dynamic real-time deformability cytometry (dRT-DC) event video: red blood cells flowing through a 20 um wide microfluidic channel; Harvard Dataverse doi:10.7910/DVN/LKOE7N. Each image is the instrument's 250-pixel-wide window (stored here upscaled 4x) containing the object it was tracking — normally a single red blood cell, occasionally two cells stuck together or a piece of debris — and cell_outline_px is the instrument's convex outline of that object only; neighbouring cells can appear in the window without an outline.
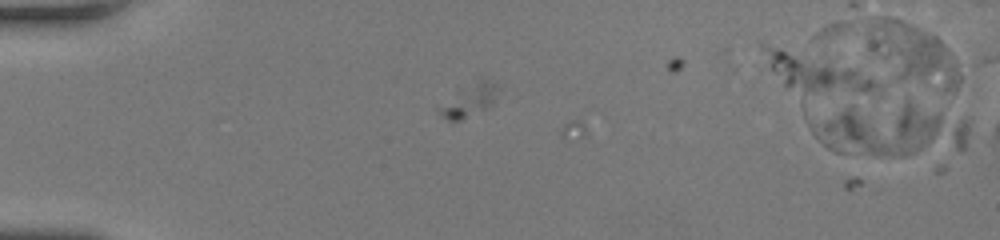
{"species": "human", "species_latin": "Homo sapiens", "temperature_condition": "room temperature", "stored_images_in_passage": 2, "camera_frame_rate_fps": 3000, "um_per_image_px": 0.085, "donor": {"sex": "female"}, "frame": {"image": 1, "passage_image": 2, "time_ms": 0.333, "image_size_px": [1000, 240], "cell_outline_px": [[972, 120], [968, 148], [904, 156], [880, 156], [836, 152], [828, 148], [812, 132], [804, 116], [804, 112], [852, 104], [908, 96], [964, 116]], "centroid_in_image_um": [75.66, 10.88], "position_along_channel_um": 9.3, "area_um2": 54.56}}